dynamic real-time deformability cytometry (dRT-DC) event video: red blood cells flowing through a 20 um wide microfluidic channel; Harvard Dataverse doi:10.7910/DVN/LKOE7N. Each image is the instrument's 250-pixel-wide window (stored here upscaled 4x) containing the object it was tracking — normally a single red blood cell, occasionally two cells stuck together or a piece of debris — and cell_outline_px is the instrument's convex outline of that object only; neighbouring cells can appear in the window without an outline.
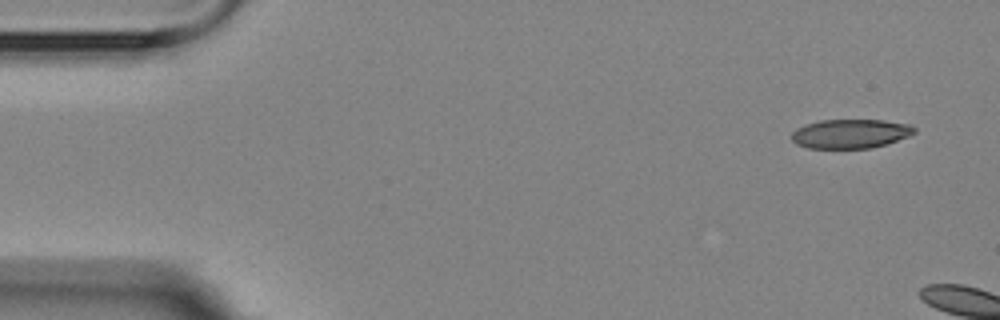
{"species": "Egyptian fruit bat (a non-hibernating species)", "species_latin": "Rousettus aegyptiacus", "temperature_condition": "room temperature", "stored_images_in_passage": 6, "camera_frame_rate_fps": 3000, "um_per_image_px": 0.085, "animal": {"sex": "female"}, "frame": {"image": 1, "passage_image": 1, "time_ms": 0.0, "image_size_px": [1000, 320], "cell_outline_px": [[916, 132], [908, 136], [884, 144], [868, 148], [808, 148], [796, 144], [792, 140], [792, 132], [796, 128], [804, 124], [820, 120], [884, 120], [908, 124], [916, 128]], "centroid_in_image_um": [72.25, 11.35], "position_along_channel_um": 12.8, "area_um2": 20.75}}
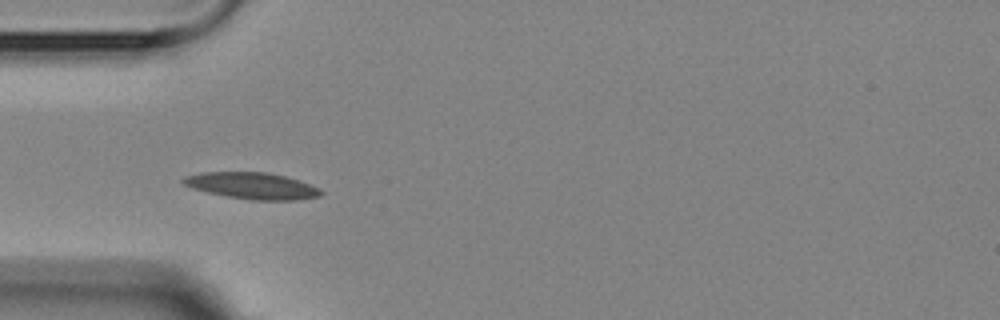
{"frame": {"image": 2, "passage_image": 5, "time_ms": 6.333, "image_size_px": [1000, 320], "cell_outline_px": [[324, 192], [320, 196], [300, 200], [252, 200], [228, 196], [208, 192], [192, 188], [184, 184], [180, 180], [184, 176], [200, 172], [268, 172], [284, 176], [320, 188]], "centroid_in_image_um": [21.42, 15.79], "position_along_channel_um": 63.6, "area_um2": 21.21}}
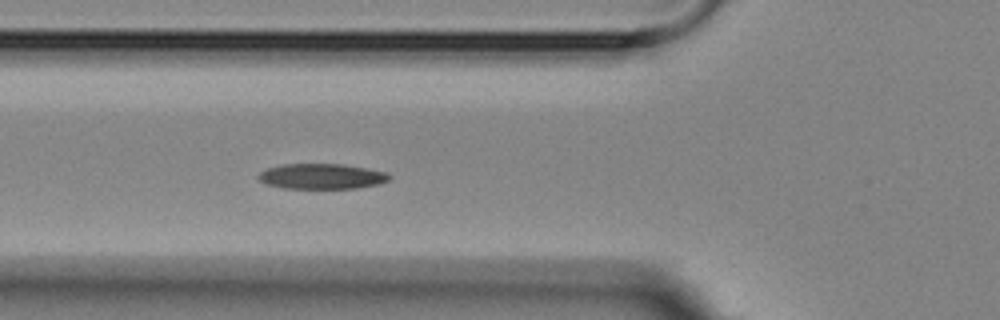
{"frame": {"image": 3, "passage_image": 6, "time_ms": 7.333, "image_size_px": [1000, 320], "cell_outline_px": [[392, 176], [388, 180], [380, 184], [356, 188], [284, 188], [264, 184], [256, 176], [260, 172], [268, 168], [280, 164], [344, 164], [368, 168], [388, 172]], "centroid_in_image_um": [27.36, 14.98], "position_along_channel_um": 98.4, "area_um2": 19.54}}